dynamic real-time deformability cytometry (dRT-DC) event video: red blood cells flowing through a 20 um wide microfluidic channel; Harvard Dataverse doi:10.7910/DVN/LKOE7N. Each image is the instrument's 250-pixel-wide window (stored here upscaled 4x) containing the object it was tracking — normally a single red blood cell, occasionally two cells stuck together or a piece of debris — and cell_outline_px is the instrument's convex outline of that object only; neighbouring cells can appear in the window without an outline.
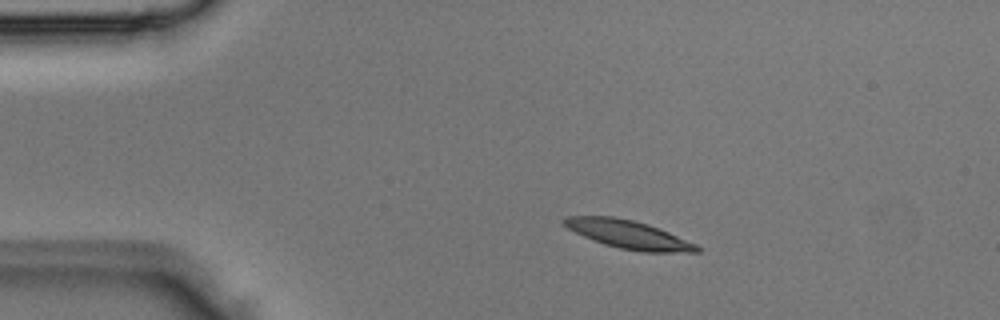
{"species": "Egyptian fruit bat (a non-hibernating species)", "species_latin": "Rousettus aegyptiacus", "temperature_condition": "room temperature", "stored_images_in_passage": 2, "camera_frame_rate_fps": 3000, "um_per_image_px": 0.085, "animal": {"sex": "male"}, "frame": {"image": 1, "passage_image": 1, "time_ms": 0.0, "image_size_px": [1000, 320], "cell_outline_px": [[700, 252], [644, 252], [620, 248], [604, 244], [584, 236], [568, 228], [560, 220], [564, 216], [616, 216], [648, 224], [668, 232], [696, 244], [700, 248]], "centroid_in_image_um": [53.4, 19.92], "position_along_channel_um": 31.6, "area_um2": 21.68}}